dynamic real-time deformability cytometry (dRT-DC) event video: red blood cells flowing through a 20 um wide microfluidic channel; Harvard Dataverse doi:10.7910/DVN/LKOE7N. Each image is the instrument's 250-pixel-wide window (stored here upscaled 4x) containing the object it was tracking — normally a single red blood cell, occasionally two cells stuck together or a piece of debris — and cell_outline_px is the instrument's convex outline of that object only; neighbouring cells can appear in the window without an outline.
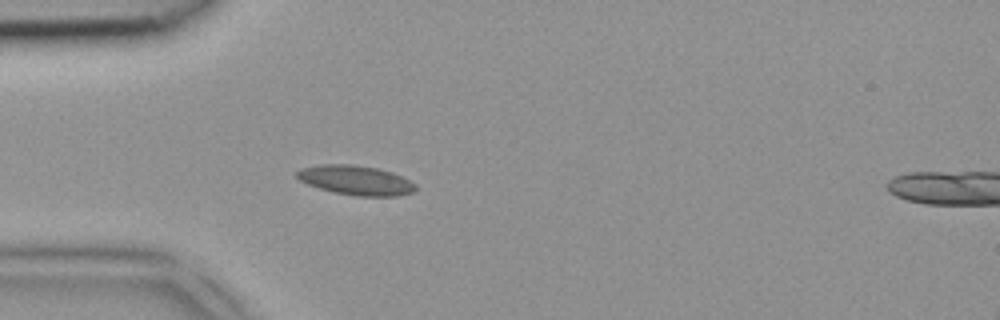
{"species": "common noctule bat (a hibernating species)", "species_latin": "Nyctalus noctula", "temperature_condition": "room temperature", "stored_images_in_passage": 3, "camera_frame_rate_fps": 3000, "um_per_image_px": 0.085, "animal": {"sex": "female", "body_mass_g": 18.4}, "frame": {"image": 1, "passage_image": 3, "time_ms": 0.667, "image_size_px": [1000, 320], "cell_outline_px": [[416, 188], [412, 192], [396, 196], [356, 196], [332, 192], [308, 184], [300, 180], [296, 176], [296, 172], [300, 168], [320, 164], [352, 164], [376, 168], [392, 172], [416, 184]], "centroid_in_image_um": [30.21, 15.31], "position_along_channel_um": 54.8, "area_um2": 20.35}}